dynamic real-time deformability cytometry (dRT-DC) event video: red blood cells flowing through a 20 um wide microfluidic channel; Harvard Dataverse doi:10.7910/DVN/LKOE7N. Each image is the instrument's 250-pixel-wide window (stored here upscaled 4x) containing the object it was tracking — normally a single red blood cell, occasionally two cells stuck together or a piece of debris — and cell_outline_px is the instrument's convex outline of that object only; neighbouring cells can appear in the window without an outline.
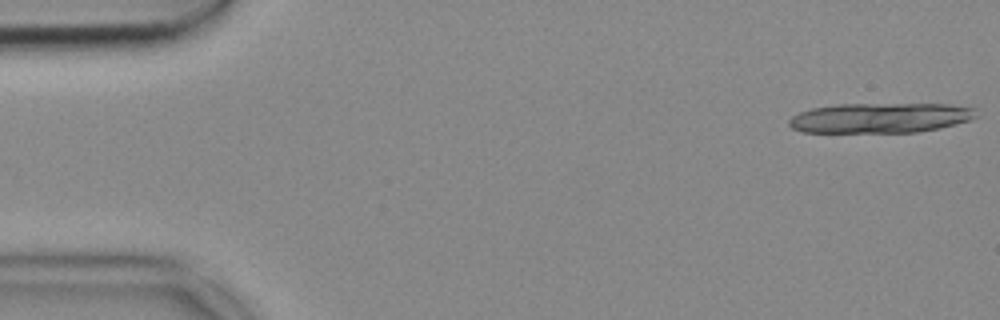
{"species": "common noctule bat (a hibernating species)", "species_latin": "Nyctalus noctula", "temperature_condition": "cold", "stored_images_in_passage": 16, "camera_frame_rate_fps": 3000, "um_per_image_px": 0.085, "animal": {"sex": "female", "body_mass_g": 18.4}, "frame": {"image": 1, "passage_image": 1, "time_ms": 0.0, "image_size_px": [1000, 320], "cell_outline_px": [[976, 116], [968, 120], [956, 124], [940, 128], [916, 132], [804, 132], [792, 128], [788, 124], [788, 120], [792, 116], [800, 112], [812, 108], [836, 104], [948, 104], [976, 108]], "centroid_in_image_um": [74.81, 10.01], "position_along_channel_um": 10.2, "area_um2": 32.71}}